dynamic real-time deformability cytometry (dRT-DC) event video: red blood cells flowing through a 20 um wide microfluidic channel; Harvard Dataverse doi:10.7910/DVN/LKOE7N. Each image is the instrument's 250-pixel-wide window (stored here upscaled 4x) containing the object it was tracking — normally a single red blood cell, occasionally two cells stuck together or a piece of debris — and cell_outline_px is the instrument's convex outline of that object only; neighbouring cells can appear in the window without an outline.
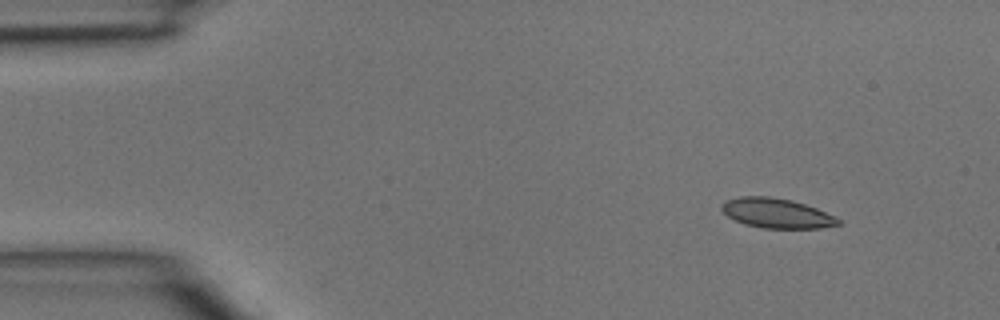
{"species": "common noctule bat (a hibernating species)", "species_latin": "Nyctalus noctula", "temperature_condition": "room temperature", "stored_images_in_passage": 3, "camera_frame_rate_fps": 3000, "um_per_image_px": 0.085, "animal": {"sex": "male", "body_mass_g": 15.6}, "frame": {"image": 1, "passage_image": 1, "time_ms": 0.0, "image_size_px": [1000, 320], "cell_outline_px": [[840, 224], [820, 228], [764, 228], [744, 224], [728, 216], [720, 208], [720, 204], [724, 200], [740, 196], [768, 196], [792, 200], [816, 208], [836, 216], [840, 220]], "centroid_in_image_um": [65.99, 18.11], "position_along_channel_um": 19.0, "area_um2": 20.23}}
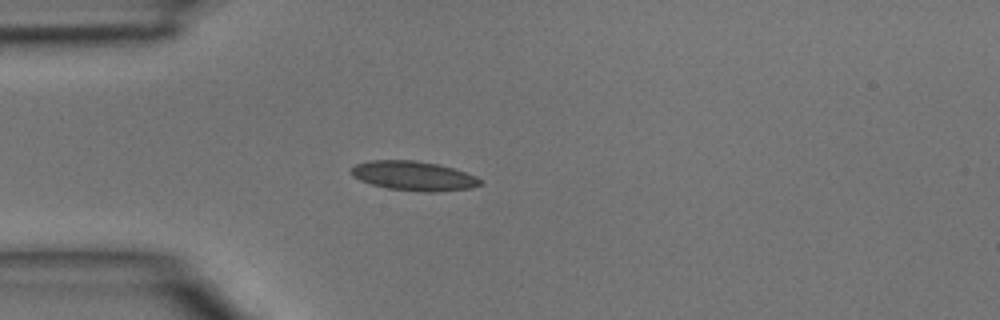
{"frame": {"image": 2, "passage_image": 3, "time_ms": 0.667, "image_size_px": [1000, 320], "cell_outline_px": [[484, 184], [472, 188], [436, 192], [424, 192], [388, 188], [372, 184], [360, 180], [352, 176], [352, 168], [356, 164], [372, 160], [412, 160], [440, 164], [476, 176], [484, 180]], "centroid_in_image_um": [35.22, 14.95], "position_along_channel_um": 49.8, "area_um2": 22.14}}